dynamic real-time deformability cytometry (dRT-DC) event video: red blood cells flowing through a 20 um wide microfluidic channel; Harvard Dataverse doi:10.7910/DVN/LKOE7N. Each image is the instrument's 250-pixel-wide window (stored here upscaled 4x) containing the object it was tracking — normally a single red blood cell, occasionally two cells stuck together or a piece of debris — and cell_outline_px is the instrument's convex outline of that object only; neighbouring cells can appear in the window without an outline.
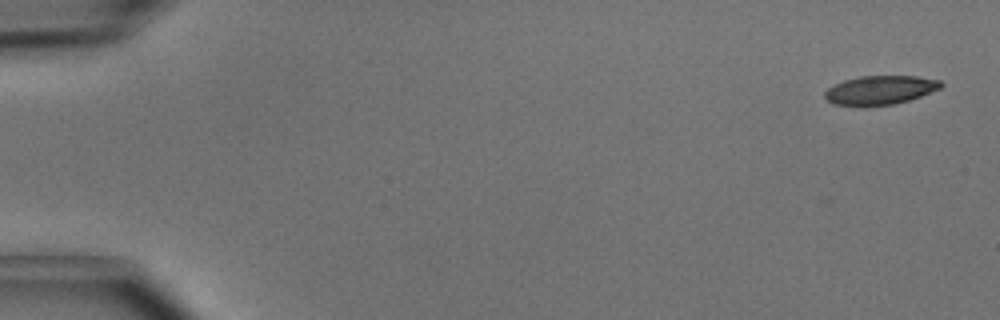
{"species": "common noctule bat (a hibernating species)", "species_latin": "Nyctalus noctula", "temperature_condition": "cold", "stored_images_in_passage": 13, "camera_frame_rate_fps": 3000, "um_per_image_px": 0.085, "animal": {"sex": "male", "body_mass_g": 15.6}, "frame": {"image": 1, "passage_image": 1, "time_ms": 0.0, "image_size_px": [1000, 320], "cell_outline_px": [[944, 84], [940, 88], [920, 96], [908, 100], [892, 104], [864, 108], [832, 104], [824, 96], [824, 92], [828, 88], [844, 80], [860, 76], [916, 76], [940, 80]], "centroid_in_image_um": [74.77, 7.68], "position_along_channel_um": 10.2, "area_um2": 19.83}}